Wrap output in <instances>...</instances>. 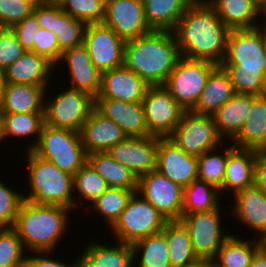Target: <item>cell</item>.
Wrapping results in <instances>:
<instances>
[{"label": "cell", "mask_w": 266, "mask_h": 267, "mask_svg": "<svg viewBox=\"0 0 266 267\" xmlns=\"http://www.w3.org/2000/svg\"><path fill=\"white\" fill-rule=\"evenodd\" d=\"M86 25L83 21L65 13L61 6L57 5V18H54L53 33L58 38L59 49L65 52L82 45Z\"/></svg>", "instance_id": "60d3db41"}, {"label": "cell", "mask_w": 266, "mask_h": 267, "mask_svg": "<svg viewBox=\"0 0 266 267\" xmlns=\"http://www.w3.org/2000/svg\"><path fill=\"white\" fill-rule=\"evenodd\" d=\"M54 73L55 66L44 56L33 51H25L17 61L4 70L6 83L39 86H50Z\"/></svg>", "instance_id": "cb8c5ba5"}, {"label": "cell", "mask_w": 266, "mask_h": 267, "mask_svg": "<svg viewBox=\"0 0 266 267\" xmlns=\"http://www.w3.org/2000/svg\"><path fill=\"white\" fill-rule=\"evenodd\" d=\"M72 212V209L64 206L38 205L24 200L17 212L13 228L28 253L56 252L57 248L64 246L60 242L70 233Z\"/></svg>", "instance_id": "277c9868"}, {"label": "cell", "mask_w": 266, "mask_h": 267, "mask_svg": "<svg viewBox=\"0 0 266 267\" xmlns=\"http://www.w3.org/2000/svg\"><path fill=\"white\" fill-rule=\"evenodd\" d=\"M250 267H266V256L257 251Z\"/></svg>", "instance_id": "f5cc1de1"}, {"label": "cell", "mask_w": 266, "mask_h": 267, "mask_svg": "<svg viewBox=\"0 0 266 267\" xmlns=\"http://www.w3.org/2000/svg\"><path fill=\"white\" fill-rule=\"evenodd\" d=\"M134 267H171L166 235L161 231L132 244Z\"/></svg>", "instance_id": "836d02e7"}, {"label": "cell", "mask_w": 266, "mask_h": 267, "mask_svg": "<svg viewBox=\"0 0 266 267\" xmlns=\"http://www.w3.org/2000/svg\"><path fill=\"white\" fill-rule=\"evenodd\" d=\"M234 148L235 146L229 141L198 156L197 179L220 189L223 185L227 156Z\"/></svg>", "instance_id": "ab89813d"}, {"label": "cell", "mask_w": 266, "mask_h": 267, "mask_svg": "<svg viewBox=\"0 0 266 267\" xmlns=\"http://www.w3.org/2000/svg\"><path fill=\"white\" fill-rule=\"evenodd\" d=\"M54 253L52 251L29 252L23 267H78V256H75L74 261L71 260L72 263L70 261L68 263L67 258L64 261L59 256L53 257Z\"/></svg>", "instance_id": "681fc988"}, {"label": "cell", "mask_w": 266, "mask_h": 267, "mask_svg": "<svg viewBox=\"0 0 266 267\" xmlns=\"http://www.w3.org/2000/svg\"><path fill=\"white\" fill-rule=\"evenodd\" d=\"M149 85L124 65L102 72L101 90L96 98H111L123 102H139Z\"/></svg>", "instance_id": "7402d4cb"}, {"label": "cell", "mask_w": 266, "mask_h": 267, "mask_svg": "<svg viewBox=\"0 0 266 267\" xmlns=\"http://www.w3.org/2000/svg\"><path fill=\"white\" fill-rule=\"evenodd\" d=\"M25 52L11 28L0 29V69L6 70Z\"/></svg>", "instance_id": "f6af8a7d"}, {"label": "cell", "mask_w": 266, "mask_h": 267, "mask_svg": "<svg viewBox=\"0 0 266 267\" xmlns=\"http://www.w3.org/2000/svg\"><path fill=\"white\" fill-rule=\"evenodd\" d=\"M230 203H232V206L226 203L230 208L225 211L226 216H232L233 218L230 221L235 219L236 224L241 223L242 227H246L245 230H249L246 234L252 231L250 234L253 233L252 235L256 238L259 234L266 232L265 192L252 185L236 192Z\"/></svg>", "instance_id": "ac0fdd59"}, {"label": "cell", "mask_w": 266, "mask_h": 267, "mask_svg": "<svg viewBox=\"0 0 266 267\" xmlns=\"http://www.w3.org/2000/svg\"><path fill=\"white\" fill-rule=\"evenodd\" d=\"M158 146V137H126L107 152L139 178L156 170Z\"/></svg>", "instance_id": "e0dca14e"}, {"label": "cell", "mask_w": 266, "mask_h": 267, "mask_svg": "<svg viewBox=\"0 0 266 267\" xmlns=\"http://www.w3.org/2000/svg\"><path fill=\"white\" fill-rule=\"evenodd\" d=\"M125 40L102 23L87 24L83 45L93 65L102 73L123 66Z\"/></svg>", "instance_id": "5bb4252c"}, {"label": "cell", "mask_w": 266, "mask_h": 267, "mask_svg": "<svg viewBox=\"0 0 266 267\" xmlns=\"http://www.w3.org/2000/svg\"><path fill=\"white\" fill-rule=\"evenodd\" d=\"M106 0H64L62 10L86 24L102 23Z\"/></svg>", "instance_id": "7bdbcfd3"}, {"label": "cell", "mask_w": 266, "mask_h": 267, "mask_svg": "<svg viewBox=\"0 0 266 267\" xmlns=\"http://www.w3.org/2000/svg\"><path fill=\"white\" fill-rule=\"evenodd\" d=\"M235 147L266 148V96L254 95L249 114L239 133L230 141Z\"/></svg>", "instance_id": "f1b7e54d"}, {"label": "cell", "mask_w": 266, "mask_h": 267, "mask_svg": "<svg viewBox=\"0 0 266 267\" xmlns=\"http://www.w3.org/2000/svg\"><path fill=\"white\" fill-rule=\"evenodd\" d=\"M162 232L167 238L171 267H181L198 259L193 252L189 232L180 220L168 221Z\"/></svg>", "instance_id": "f35d334b"}, {"label": "cell", "mask_w": 266, "mask_h": 267, "mask_svg": "<svg viewBox=\"0 0 266 267\" xmlns=\"http://www.w3.org/2000/svg\"><path fill=\"white\" fill-rule=\"evenodd\" d=\"M256 150L235 147L227 156L223 185L219 189L224 199L254 185ZM227 192V194H226ZM226 194V195H225ZM232 194V195H231Z\"/></svg>", "instance_id": "484cf974"}, {"label": "cell", "mask_w": 266, "mask_h": 267, "mask_svg": "<svg viewBox=\"0 0 266 267\" xmlns=\"http://www.w3.org/2000/svg\"><path fill=\"white\" fill-rule=\"evenodd\" d=\"M27 253L13 227L0 229V267H23Z\"/></svg>", "instance_id": "b9f144b4"}, {"label": "cell", "mask_w": 266, "mask_h": 267, "mask_svg": "<svg viewBox=\"0 0 266 267\" xmlns=\"http://www.w3.org/2000/svg\"><path fill=\"white\" fill-rule=\"evenodd\" d=\"M220 190L212 184L195 179L187 187L183 188L182 216L194 212L211 211L213 209H225L220 201ZM225 207V208H224Z\"/></svg>", "instance_id": "d590c367"}, {"label": "cell", "mask_w": 266, "mask_h": 267, "mask_svg": "<svg viewBox=\"0 0 266 267\" xmlns=\"http://www.w3.org/2000/svg\"><path fill=\"white\" fill-rule=\"evenodd\" d=\"M230 30L253 29L261 20L251 0H206Z\"/></svg>", "instance_id": "4dcf8cb0"}, {"label": "cell", "mask_w": 266, "mask_h": 267, "mask_svg": "<svg viewBox=\"0 0 266 267\" xmlns=\"http://www.w3.org/2000/svg\"><path fill=\"white\" fill-rule=\"evenodd\" d=\"M19 1L28 2L33 7H36L37 5L45 3V0H19Z\"/></svg>", "instance_id": "91938a15"}, {"label": "cell", "mask_w": 266, "mask_h": 267, "mask_svg": "<svg viewBox=\"0 0 266 267\" xmlns=\"http://www.w3.org/2000/svg\"><path fill=\"white\" fill-rule=\"evenodd\" d=\"M5 76H4V71L0 69V101L2 98V94L4 91V86H5Z\"/></svg>", "instance_id": "680465c9"}, {"label": "cell", "mask_w": 266, "mask_h": 267, "mask_svg": "<svg viewBox=\"0 0 266 267\" xmlns=\"http://www.w3.org/2000/svg\"><path fill=\"white\" fill-rule=\"evenodd\" d=\"M254 185L266 193V148L256 150Z\"/></svg>", "instance_id": "816d5d0a"}, {"label": "cell", "mask_w": 266, "mask_h": 267, "mask_svg": "<svg viewBox=\"0 0 266 267\" xmlns=\"http://www.w3.org/2000/svg\"><path fill=\"white\" fill-rule=\"evenodd\" d=\"M34 52L44 56L54 66L58 64L62 56L59 49L58 38L49 30L40 28L36 32V41L34 42Z\"/></svg>", "instance_id": "7dc6e473"}, {"label": "cell", "mask_w": 266, "mask_h": 267, "mask_svg": "<svg viewBox=\"0 0 266 267\" xmlns=\"http://www.w3.org/2000/svg\"><path fill=\"white\" fill-rule=\"evenodd\" d=\"M197 156L186 153L168 138H159L156 170L169 180L187 187L198 177Z\"/></svg>", "instance_id": "d6986e66"}, {"label": "cell", "mask_w": 266, "mask_h": 267, "mask_svg": "<svg viewBox=\"0 0 266 267\" xmlns=\"http://www.w3.org/2000/svg\"><path fill=\"white\" fill-rule=\"evenodd\" d=\"M142 104L149 135L158 138H168L185 112L163 85L149 86Z\"/></svg>", "instance_id": "7c38bea8"}, {"label": "cell", "mask_w": 266, "mask_h": 267, "mask_svg": "<svg viewBox=\"0 0 266 267\" xmlns=\"http://www.w3.org/2000/svg\"><path fill=\"white\" fill-rule=\"evenodd\" d=\"M33 6L19 0H0V26L10 28L32 13Z\"/></svg>", "instance_id": "bcb514c9"}, {"label": "cell", "mask_w": 266, "mask_h": 267, "mask_svg": "<svg viewBox=\"0 0 266 267\" xmlns=\"http://www.w3.org/2000/svg\"><path fill=\"white\" fill-rule=\"evenodd\" d=\"M94 109L103 117L113 120L127 137L150 136L142 103L95 98Z\"/></svg>", "instance_id": "ffe728a7"}, {"label": "cell", "mask_w": 266, "mask_h": 267, "mask_svg": "<svg viewBox=\"0 0 266 267\" xmlns=\"http://www.w3.org/2000/svg\"><path fill=\"white\" fill-rule=\"evenodd\" d=\"M253 101L254 95L235 93L212 114L218 133L225 142L231 141L239 133Z\"/></svg>", "instance_id": "f546056e"}, {"label": "cell", "mask_w": 266, "mask_h": 267, "mask_svg": "<svg viewBox=\"0 0 266 267\" xmlns=\"http://www.w3.org/2000/svg\"><path fill=\"white\" fill-rule=\"evenodd\" d=\"M209 267H224L220 265L215 259L209 260Z\"/></svg>", "instance_id": "94428289"}, {"label": "cell", "mask_w": 266, "mask_h": 267, "mask_svg": "<svg viewBox=\"0 0 266 267\" xmlns=\"http://www.w3.org/2000/svg\"><path fill=\"white\" fill-rule=\"evenodd\" d=\"M62 67L63 70H57L62 69ZM64 67L68 73L65 72ZM55 71H57L56 76H58L57 73L62 72L65 73L59 74L62 77L67 74L69 80L63 84L70 82L68 83L69 86L66 85V87L86 92L94 99L99 95L102 73L93 65L88 50L83 44L63 52L61 59L55 66Z\"/></svg>", "instance_id": "9a60e30c"}, {"label": "cell", "mask_w": 266, "mask_h": 267, "mask_svg": "<svg viewBox=\"0 0 266 267\" xmlns=\"http://www.w3.org/2000/svg\"><path fill=\"white\" fill-rule=\"evenodd\" d=\"M251 1L254 2L256 6L259 4V0H251Z\"/></svg>", "instance_id": "be15d7a7"}, {"label": "cell", "mask_w": 266, "mask_h": 267, "mask_svg": "<svg viewBox=\"0 0 266 267\" xmlns=\"http://www.w3.org/2000/svg\"><path fill=\"white\" fill-rule=\"evenodd\" d=\"M230 29L206 0H195L173 31L180 56L221 65Z\"/></svg>", "instance_id": "6da1fadb"}, {"label": "cell", "mask_w": 266, "mask_h": 267, "mask_svg": "<svg viewBox=\"0 0 266 267\" xmlns=\"http://www.w3.org/2000/svg\"><path fill=\"white\" fill-rule=\"evenodd\" d=\"M168 139L186 153L197 157L225 143L212 115L196 114L192 111L184 112Z\"/></svg>", "instance_id": "8fae6325"}, {"label": "cell", "mask_w": 266, "mask_h": 267, "mask_svg": "<svg viewBox=\"0 0 266 267\" xmlns=\"http://www.w3.org/2000/svg\"><path fill=\"white\" fill-rule=\"evenodd\" d=\"M11 30L16 35L25 51L34 52V42L36 41V32L40 29L36 16L31 13L23 20L12 25Z\"/></svg>", "instance_id": "c3c4849f"}, {"label": "cell", "mask_w": 266, "mask_h": 267, "mask_svg": "<svg viewBox=\"0 0 266 267\" xmlns=\"http://www.w3.org/2000/svg\"><path fill=\"white\" fill-rule=\"evenodd\" d=\"M134 192L137 190L123 189L109 187L103 192L95 201H93L87 210V213L92 215V212L96 213L100 222L105 221L104 224L107 228H111L114 223L119 219L121 213L125 210L126 205ZM89 210H91L89 212ZM94 210V211H93ZM98 213V214H97Z\"/></svg>", "instance_id": "74e56055"}, {"label": "cell", "mask_w": 266, "mask_h": 267, "mask_svg": "<svg viewBox=\"0 0 266 267\" xmlns=\"http://www.w3.org/2000/svg\"><path fill=\"white\" fill-rule=\"evenodd\" d=\"M43 124L44 112L0 113V141L1 144L3 143L2 146L11 139L14 140L12 141L14 143L27 140L23 151L32 150L37 145ZM28 140H31V143Z\"/></svg>", "instance_id": "603a6c76"}, {"label": "cell", "mask_w": 266, "mask_h": 267, "mask_svg": "<svg viewBox=\"0 0 266 267\" xmlns=\"http://www.w3.org/2000/svg\"><path fill=\"white\" fill-rule=\"evenodd\" d=\"M168 220L139 193L134 192L119 219L110 228L113 240L133 244L161 232Z\"/></svg>", "instance_id": "ba28073f"}, {"label": "cell", "mask_w": 266, "mask_h": 267, "mask_svg": "<svg viewBox=\"0 0 266 267\" xmlns=\"http://www.w3.org/2000/svg\"><path fill=\"white\" fill-rule=\"evenodd\" d=\"M48 86L5 83L0 113L44 112Z\"/></svg>", "instance_id": "4316f807"}, {"label": "cell", "mask_w": 266, "mask_h": 267, "mask_svg": "<svg viewBox=\"0 0 266 267\" xmlns=\"http://www.w3.org/2000/svg\"><path fill=\"white\" fill-rule=\"evenodd\" d=\"M87 162L104 178L109 187L138 189V177L129 168L117 162L108 152L89 153Z\"/></svg>", "instance_id": "d6a6232c"}, {"label": "cell", "mask_w": 266, "mask_h": 267, "mask_svg": "<svg viewBox=\"0 0 266 267\" xmlns=\"http://www.w3.org/2000/svg\"><path fill=\"white\" fill-rule=\"evenodd\" d=\"M24 154L27 162L22 165L27 171L23 173L26 172L25 181L28 184L25 186L28 190L21 191L24 200L38 205L64 206L74 211V175L64 172L32 150L24 151Z\"/></svg>", "instance_id": "5b68a950"}, {"label": "cell", "mask_w": 266, "mask_h": 267, "mask_svg": "<svg viewBox=\"0 0 266 267\" xmlns=\"http://www.w3.org/2000/svg\"><path fill=\"white\" fill-rule=\"evenodd\" d=\"M261 23V24H260ZM261 34V38L264 44L265 54H266V18L259 20V23L255 27Z\"/></svg>", "instance_id": "db71d44e"}, {"label": "cell", "mask_w": 266, "mask_h": 267, "mask_svg": "<svg viewBox=\"0 0 266 267\" xmlns=\"http://www.w3.org/2000/svg\"><path fill=\"white\" fill-rule=\"evenodd\" d=\"M221 66L227 72L235 93L263 95L266 82V54L256 29L230 30Z\"/></svg>", "instance_id": "7a4b0ae2"}, {"label": "cell", "mask_w": 266, "mask_h": 267, "mask_svg": "<svg viewBox=\"0 0 266 267\" xmlns=\"http://www.w3.org/2000/svg\"><path fill=\"white\" fill-rule=\"evenodd\" d=\"M108 188L104 178L86 162L74 174V212L80 210L79 208L84 209L85 212L86 206H89Z\"/></svg>", "instance_id": "8d00e7d4"}, {"label": "cell", "mask_w": 266, "mask_h": 267, "mask_svg": "<svg viewBox=\"0 0 266 267\" xmlns=\"http://www.w3.org/2000/svg\"><path fill=\"white\" fill-rule=\"evenodd\" d=\"M195 0H143L144 15L151 30L174 31Z\"/></svg>", "instance_id": "1f68e13d"}, {"label": "cell", "mask_w": 266, "mask_h": 267, "mask_svg": "<svg viewBox=\"0 0 266 267\" xmlns=\"http://www.w3.org/2000/svg\"><path fill=\"white\" fill-rule=\"evenodd\" d=\"M181 267H209V260L196 259L194 262L187 265H183Z\"/></svg>", "instance_id": "9f6ffc18"}, {"label": "cell", "mask_w": 266, "mask_h": 267, "mask_svg": "<svg viewBox=\"0 0 266 267\" xmlns=\"http://www.w3.org/2000/svg\"><path fill=\"white\" fill-rule=\"evenodd\" d=\"M32 151L71 175L87 162L80 132L51 127L45 123Z\"/></svg>", "instance_id": "52a82bcc"}, {"label": "cell", "mask_w": 266, "mask_h": 267, "mask_svg": "<svg viewBox=\"0 0 266 267\" xmlns=\"http://www.w3.org/2000/svg\"><path fill=\"white\" fill-rule=\"evenodd\" d=\"M102 24L125 41L151 31L145 20L143 0H106Z\"/></svg>", "instance_id": "2e32d148"}, {"label": "cell", "mask_w": 266, "mask_h": 267, "mask_svg": "<svg viewBox=\"0 0 266 267\" xmlns=\"http://www.w3.org/2000/svg\"><path fill=\"white\" fill-rule=\"evenodd\" d=\"M264 95L266 96V82H265Z\"/></svg>", "instance_id": "e7e4bbea"}, {"label": "cell", "mask_w": 266, "mask_h": 267, "mask_svg": "<svg viewBox=\"0 0 266 267\" xmlns=\"http://www.w3.org/2000/svg\"><path fill=\"white\" fill-rule=\"evenodd\" d=\"M235 94L232 82L221 65L210 73L207 83L195 106L190 110L196 114L212 115Z\"/></svg>", "instance_id": "83f0119b"}, {"label": "cell", "mask_w": 266, "mask_h": 267, "mask_svg": "<svg viewBox=\"0 0 266 267\" xmlns=\"http://www.w3.org/2000/svg\"><path fill=\"white\" fill-rule=\"evenodd\" d=\"M57 84L60 85L61 92L54 90L56 95L51 92L53 90L51 87L56 85L46 90L44 123L55 128L81 132L84 122L94 109V98L86 92L66 86L63 88L62 83Z\"/></svg>", "instance_id": "8992f818"}, {"label": "cell", "mask_w": 266, "mask_h": 267, "mask_svg": "<svg viewBox=\"0 0 266 267\" xmlns=\"http://www.w3.org/2000/svg\"><path fill=\"white\" fill-rule=\"evenodd\" d=\"M92 238H87L88 243L79 251L78 267H134L132 244L117 240L109 244Z\"/></svg>", "instance_id": "44dd1931"}, {"label": "cell", "mask_w": 266, "mask_h": 267, "mask_svg": "<svg viewBox=\"0 0 266 267\" xmlns=\"http://www.w3.org/2000/svg\"><path fill=\"white\" fill-rule=\"evenodd\" d=\"M258 251L266 256V232L259 234L256 238Z\"/></svg>", "instance_id": "11a10c76"}, {"label": "cell", "mask_w": 266, "mask_h": 267, "mask_svg": "<svg viewBox=\"0 0 266 267\" xmlns=\"http://www.w3.org/2000/svg\"><path fill=\"white\" fill-rule=\"evenodd\" d=\"M180 57L173 31L151 30L125 42L123 65L149 86L163 85Z\"/></svg>", "instance_id": "3957f363"}, {"label": "cell", "mask_w": 266, "mask_h": 267, "mask_svg": "<svg viewBox=\"0 0 266 267\" xmlns=\"http://www.w3.org/2000/svg\"><path fill=\"white\" fill-rule=\"evenodd\" d=\"M64 0H45V3L61 5Z\"/></svg>", "instance_id": "6125c7cd"}, {"label": "cell", "mask_w": 266, "mask_h": 267, "mask_svg": "<svg viewBox=\"0 0 266 267\" xmlns=\"http://www.w3.org/2000/svg\"><path fill=\"white\" fill-rule=\"evenodd\" d=\"M257 10L261 15V17L266 18V0H259V4L257 5Z\"/></svg>", "instance_id": "6f0895ef"}, {"label": "cell", "mask_w": 266, "mask_h": 267, "mask_svg": "<svg viewBox=\"0 0 266 267\" xmlns=\"http://www.w3.org/2000/svg\"><path fill=\"white\" fill-rule=\"evenodd\" d=\"M216 66L209 61L180 57L163 86L185 111H190Z\"/></svg>", "instance_id": "30bf717a"}, {"label": "cell", "mask_w": 266, "mask_h": 267, "mask_svg": "<svg viewBox=\"0 0 266 267\" xmlns=\"http://www.w3.org/2000/svg\"><path fill=\"white\" fill-rule=\"evenodd\" d=\"M224 211L213 209L181 216L180 221L189 232L193 252L198 259L213 260L223 242L231 235V230L227 231V226L222 222L225 219Z\"/></svg>", "instance_id": "9c48e42d"}, {"label": "cell", "mask_w": 266, "mask_h": 267, "mask_svg": "<svg viewBox=\"0 0 266 267\" xmlns=\"http://www.w3.org/2000/svg\"><path fill=\"white\" fill-rule=\"evenodd\" d=\"M139 193L168 221H179L183 209V188L157 170L138 178Z\"/></svg>", "instance_id": "4fadbf2b"}, {"label": "cell", "mask_w": 266, "mask_h": 267, "mask_svg": "<svg viewBox=\"0 0 266 267\" xmlns=\"http://www.w3.org/2000/svg\"><path fill=\"white\" fill-rule=\"evenodd\" d=\"M82 144L87 154L107 152L127 136L113 120L93 109L81 129Z\"/></svg>", "instance_id": "d4e9b609"}, {"label": "cell", "mask_w": 266, "mask_h": 267, "mask_svg": "<svg viewBox=\"0 0 266 267\" xmlns=\"http://www.w3.org/2000/svg\"><path fill=\"white\" fill-rule=\"evenodd\" d=\"M236 234L233 231V234L223 242L214 259L224 267H250L258 251L257 241L251 235L246 240V234L244 237L243 234L241 236H238L239 233Z\"/></svg>", "instance_id": "e575fe53"}, {"label": "cell", "mask_w": 266, "mask_h": 267, "mask_svg": "<svg viewBox=\"0 0 266 267\" xmlns=\"http://www.w3.org/2000/svg\"><path fill=\"white\" fill-rule=\"evenodd\" d=\"M0 175V229L11 228L14 226L17 212L21 203L24 201L22 189H15V186H10L6 180L4 181ZM6 182V183H4ZM14 187V188H12Z\"/></svg>", "instance_id": "ee69618b"}, {"label": "cell", "mask_w": 266, "mask_h": 267, "mask_svg": "<svg viewBox=\"0 0 266 267\" xmlns=\"http://www.w3.org/2000/svg\"><path fill=\"white\" fill-rule=\"evenodd\" d=\"M32 13L36 16L40 28L53 32L54 18H57V5L43 3L33 7Z\"/></svg>", "instance_id": "f907efd6"}]
</instances>
